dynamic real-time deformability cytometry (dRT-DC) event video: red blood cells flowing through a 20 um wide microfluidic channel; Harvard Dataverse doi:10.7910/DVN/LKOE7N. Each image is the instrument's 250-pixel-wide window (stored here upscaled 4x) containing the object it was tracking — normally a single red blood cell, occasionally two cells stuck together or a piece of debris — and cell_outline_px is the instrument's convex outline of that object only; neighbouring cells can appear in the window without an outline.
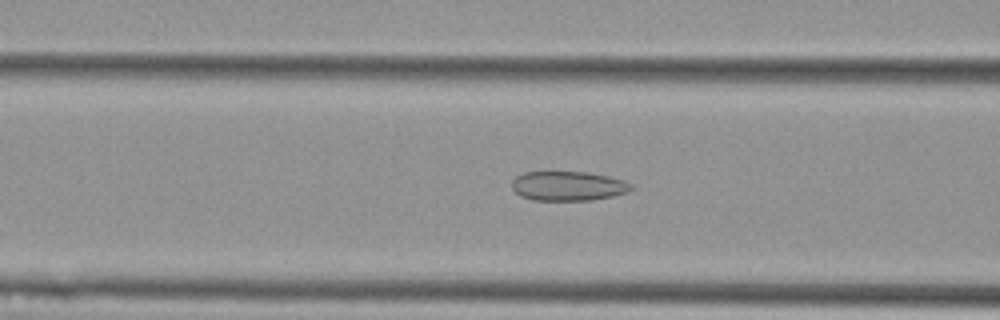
{"species": "Egyptian fruit bat (a non-hibernating species)", "species_latin": "Rousettus aegyptiacus", "temperature_condition": "cold", "stored_images_in_passage": 52, "camera_frame_rate_fps": 3000, "um_per_image_px": 0.085, "animal": {"sex": "female"}, "frame": {"image": 1, "passage_image": 20, "time_ms": 6.333, "image_size_px": [1000, 320], "cell_outline_px": [[636, 188], [628, 192], [612, 196], [592, 200], [532, 200], [520, 196], [512, 188], [512, 180], [516, 176], [524, 172], [588, 172], [608, 176], [624, 180], [632, 184]], "centroid_in_image_um": [48.31, 15.81], "position_along_channel_um": 118.3, "area_um2": 20.63}}
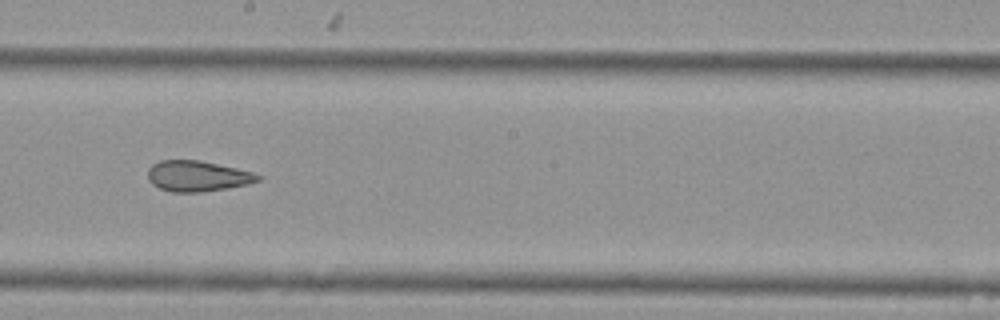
{"frame": {"image": 2, "passage_image": 29, "time_ms": 9.333, "image_size_px": [1000, 320], "cell_outline_px": [[264, 176], [260, 180], [248, 184], [228, 188], [200, 192], [172, 192], [160, 188], [152, 184], [148, 180], [148, 168], [152, 164], [160, 160], [200, 160], [236, 168], [252, 172]], "centroid_in_image_um": [16.79, 14.96], "position_along_channel_um": 231.4, "area_um2": 19.77}}
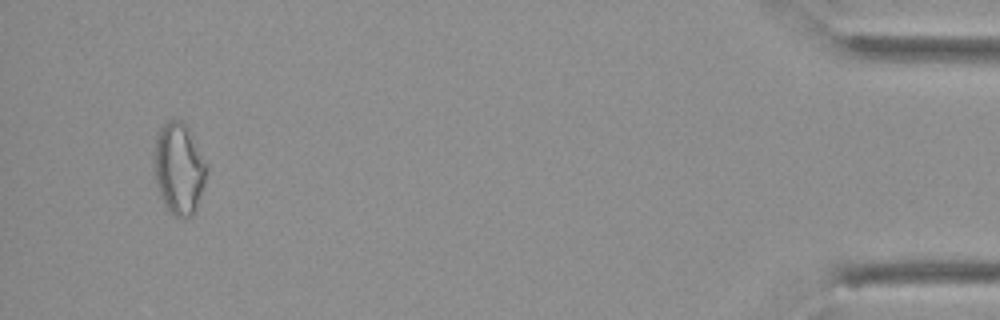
{"frame": {"image": 3, "passage_image": 50, "time_ms": 16.333, "image_size_px": [1000, 320], "cell_outline_px": [[208, 168], [204, 184], [196, 212], [192, 216], [184, 220], [176, 216], [164, 204], [156, 184], [152, 164], [152, 160], [156, 132], [164, 120], [184, 120], [208, 164]], "centroid_in_image_um": [15.19, 14.29], "position_along_channel_um": 420.0, "area_um2": 28.9}, "authors_computed_cell_mechanics": {"area_um2": 23.6691, "velocity_mm_per_s": 3.7716, "shape_relaxation_time_tau1_ms": null, "shape_relaxation_time_tau2_ms": 3.2101, "deformation_change_tau1": null, "deformation_change_tau2": 0.104}}